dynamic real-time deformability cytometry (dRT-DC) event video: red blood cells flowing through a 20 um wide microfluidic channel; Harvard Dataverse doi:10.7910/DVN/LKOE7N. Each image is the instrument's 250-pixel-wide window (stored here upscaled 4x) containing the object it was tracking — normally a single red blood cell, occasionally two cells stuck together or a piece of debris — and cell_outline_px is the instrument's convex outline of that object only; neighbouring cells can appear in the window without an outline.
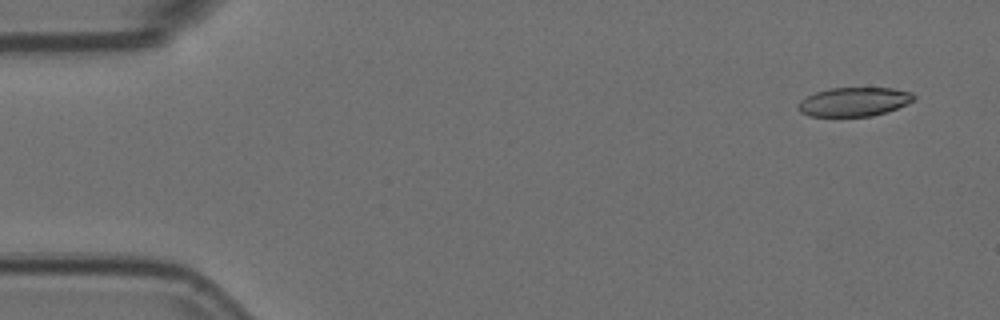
{"species": "Egyptian fruit bat (a non-hibernating species)", "species_latin": "Rousettus aegyptiacus", "temperature_condition": "room temperature", "stored_images_in_passage": 5, "camera_frame_rate_fps": 3000, "um_per_image_px": 0.085, "animal": {"sex": "female"}, "frame": {"image": 1, "passage_image": 1, "time_ms": 0.0, "image_size_px": [1000, 320], "cell_outline_px": [[916, 100], [896, 108], [872, 116], [808, 116], [800, 112], [796, 108], [800, 100], [816, 92], [828, 88], [892, 88], [912, 92], [916, 96]], "centroid_in_image_um": [72.59, 8.65], "position_along_channel_um": 12.4, "area_um2": 19.54}}
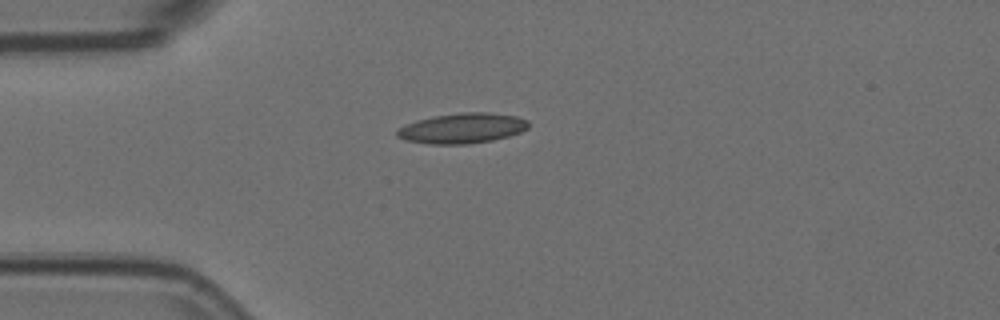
{"frame": {"image": 2, "passage_image": 4, "time_ms": 1.0, "image_size_px": [1000, 320], "cell_outline_px": [[528, 128], [520, 132], [508, 136], [492, 140], [468, 144], [428, 144], [404, 140], [396, 136], [396, 128], [404, 124], [416, 120], [432, 116], [464, 112], [488, 112], [516, 116], [528, 120]], "centroid_in_image_um": [39.24, 10.9], "position_along_channel_um": 45.8, "area_um2": 23.35}}